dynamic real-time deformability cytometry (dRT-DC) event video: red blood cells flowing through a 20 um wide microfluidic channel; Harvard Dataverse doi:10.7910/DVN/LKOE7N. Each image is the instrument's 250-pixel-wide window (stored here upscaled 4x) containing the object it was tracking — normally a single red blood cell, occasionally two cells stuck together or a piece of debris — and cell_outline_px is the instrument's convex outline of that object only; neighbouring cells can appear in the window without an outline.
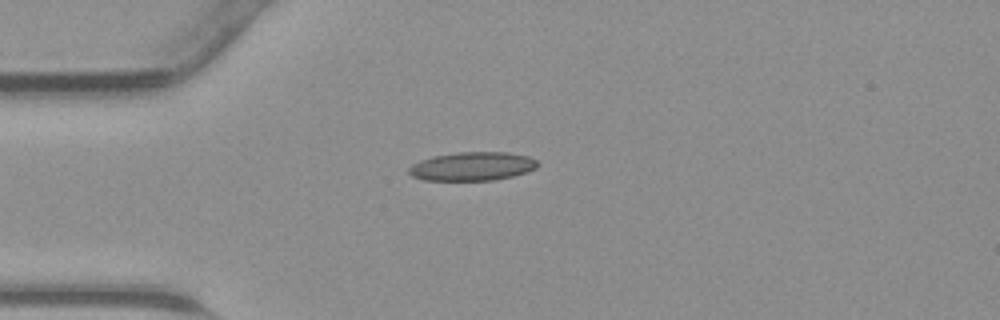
{"species": "common noctule bat (a hibernating species)", "species_latin": "Nyctalus noctula", "temperature_condition": "warm", "stored_images_in_passage": 34, "camera_frame_rate_fps": 3000, "um_per_image_px": 0.085, "animal": {"sex": "male", "body_mass_g": 23.1, "forearm_length_mm": 52.7}, "frame": {"image": 1, "passage_image": 1, "time_ms": 0.0, "image_size_px": [1000, 320], "cell_outline_px": [[540, 164], [536, 168], [528, 172], [512, 176], [492, 180], [424, 180], [412, 176], [408, 172], [408, 168], [412, 164], [420, 160], [432, 156], [460, 152], [508, 152], [528, 156], [536, 160]], "centroid_in_image_um": [40.15, 14.13], "position_along_channel_um": 44.8, "area_um2": 21.56}}
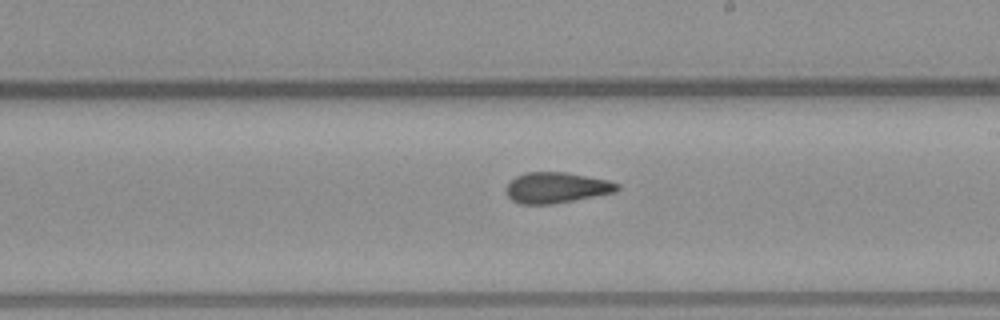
{"frame": {"image": 2, "passage_image": 15, "time_ms": 4.667, "image_size_px": [1000, 320], "cell_outline_px": [[620, 188], [616, 192], [552, 204], [520, 204], [512, 200], [508, 196], [508, 184], [516, 176], [528, 172], [568, 172], [608, 180], [620, 184]], "centroid_in_image_um": [47.34, 15.95], "position_along_channel_um": 241.7, "area_um2": 19.77}}
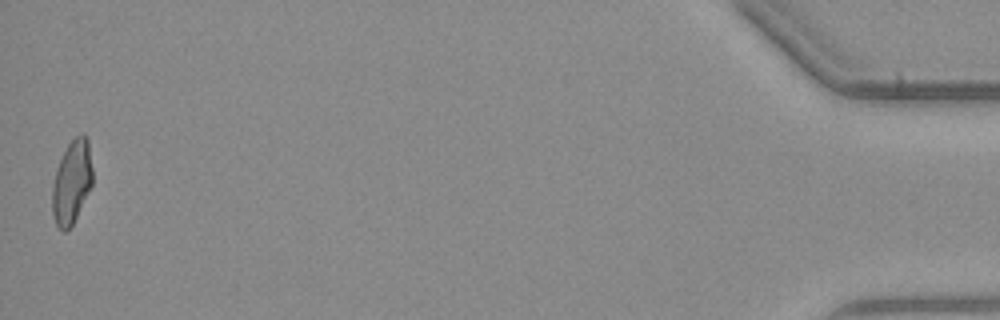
{"frame": {"image": 3, "passage_image": 34, "time_ms": 11.0, "image_size_px": [1000, 320], "cell_outline_px": [[92, 184], [72, 224], [64, 232], [56, 224], [52, 216], [52, 188], [56, 172], [60, 160], [68, 144], [80, 132], [84, 132], [88, 140], [92, 168]], "centroid_in_image_um": [6.1, 15.44], "position_along_channel_um": 429.1, "area_um2": 19.25}}